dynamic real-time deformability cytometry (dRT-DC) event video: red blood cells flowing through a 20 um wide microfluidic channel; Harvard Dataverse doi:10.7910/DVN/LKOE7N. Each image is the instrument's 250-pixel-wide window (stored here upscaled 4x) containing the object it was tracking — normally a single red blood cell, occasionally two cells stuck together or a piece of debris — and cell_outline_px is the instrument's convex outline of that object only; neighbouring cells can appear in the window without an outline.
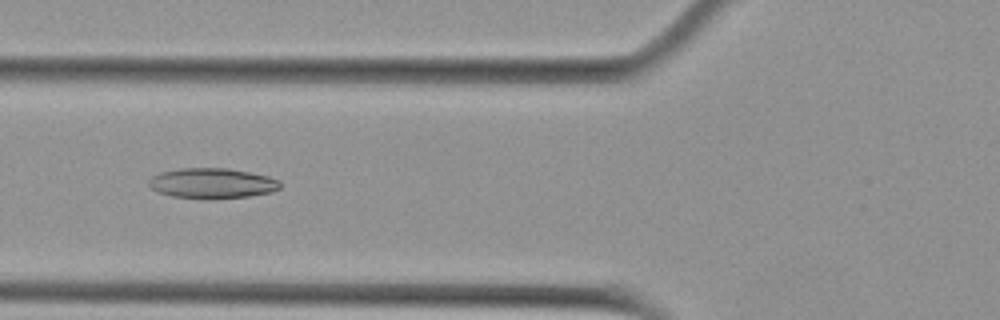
{"species": "Egyptian fruit bat (a non-hibernating species)", "species_latin": "Rousettus aegyptiacus", "temperature_condition": "cold", "stored_images_in_passage": 6, "camera_frame_rate_fps": 3000, "um_per_image_px": 0.085, "animal": {"sex": "female"}, "frame": {"image": 1, "passage_image": 5, "time_ms": 1.333, "image_size_px": [1000, 320], "cell_outline_px": [[280, 188], [272, 192], [248, 196], [172, 196], [156, 192], [148, 184], [148, 180], [152, 176], [160, 172], [180, 168], [228, 168], [268, 176], [280, 180]], "centroid_in_image_um": [18.02, 15.53], "position_along_channel_um": 107.8, "area_um2": 22.37}}
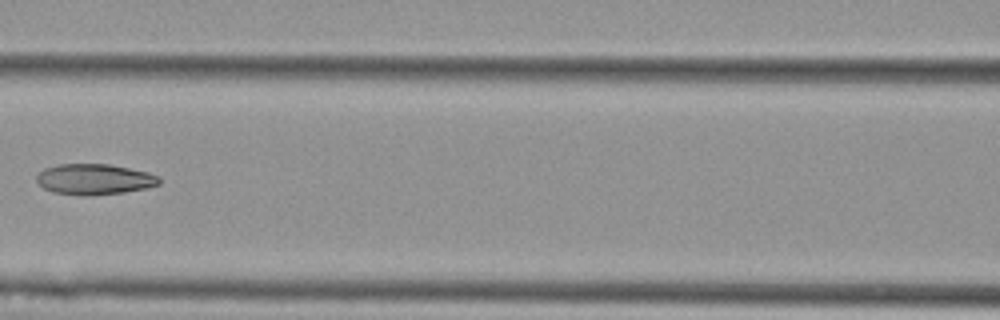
{"frame": {"image": 2, "passage_image": 6, "time_ms": 1.667, "image_size_px": [1000, 320], "cell_outline_px": [[160, 184], [148, 188], [124, 192], [88, 196], [84, 196], [52, 192], [44, 188], [36, 180], [36, 176], [44, 168], [56, 164], [108, 164], [148, 172], [160, 176]], "centroid_in_image_um": [8.03, 15.24], "position_along_channel_um": 158.6, "area_um2": 22.08}}